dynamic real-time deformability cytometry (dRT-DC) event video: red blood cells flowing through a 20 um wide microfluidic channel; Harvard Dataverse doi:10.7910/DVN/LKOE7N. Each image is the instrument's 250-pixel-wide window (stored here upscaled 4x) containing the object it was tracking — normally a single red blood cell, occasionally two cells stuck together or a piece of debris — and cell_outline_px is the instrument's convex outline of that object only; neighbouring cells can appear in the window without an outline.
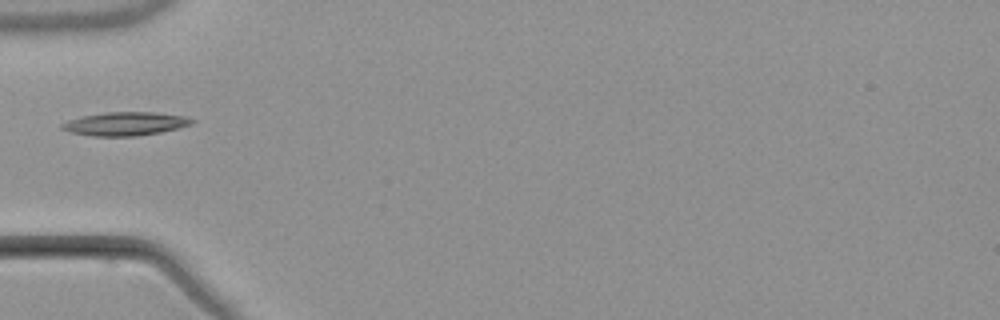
{"species": "common noctule bat (a hibernating species)", "species_latin": "Nyctalus noctula", "temperature_condition": "warm", "stored_images_in_passage": 3, "camera_frame_rate_fps": 3000, "um_per_image_px": 0.085, "animal": {"sex": "male", "body_mass_g": 21.5, "forearm_length_mm": 52.0}, "frame": {"image": 1, "passage_image": 2, "time_ms": 2.333, "image_size_px": [1000, 320], "cell_outline_px": [[196, 120], [192, 124], [160, 132], [136, 136], [92, 136], [68, 132], [60, 128], [60, 124], [68, 120], [80, 116], [108, 112], [156, 112], [184, 116]], "centroid_in_image_um": [10.6, 10.52], "position_along_channel_um": 74.4, "area_um2": 17.86}}
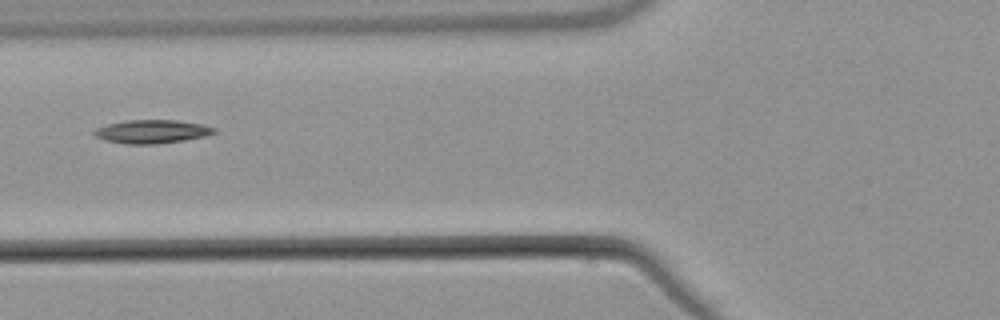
{"frame": {"image": 2, "passage_image": 3, "time_ms": 3.333, "image_size_px": [1000, 320], "cell_outline_px": [[216, 132], [204, 136], [184, 140], [156, 144], [124, 144], [104, 140], [96, 136], [92, 132], [96, 128], [108, 124], [124, 120], [176, 120], [200, 124], [216, 128]], "centroid_in_image_um": [12.88, 11.18], "position_along_channel_um": 112.9, "area_um2": 16.36}}